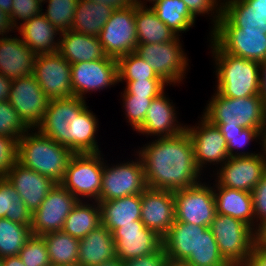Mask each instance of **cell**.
Listing matches in <instances>:
<instances>
[{"mask_svg":"<svg viewBox=\"0 0 266 266\" xmlns=\"http://www.w3.org/2000/svg\"><path fill=\"white\" fill-rule=\"evenodd\" d=\"M136 153L144 168L147 188L174 192L202 180V172L194 160L192 140L186 130L173 137L155 139Z\"/></svg>","mask_w":266,"mask_h":266,"instance_id":"6da1fadb","label":"cell"},{"mask_svg":"<svg viewBox=\"0 0 266 266\" xmlns=\"http://www.w3.org/2000/svg\"><path fill=\"white\" fill-rule=\"evenodd\" d=\"M85 101L76 96L49 100L36 130L74 154L102 152L96 140L98 119Z\"/></svg>","mask_w":266,"mask_h":266,"instance_id":"7a4b0ae2","label":"cell"},{"mask_svg":"<svg viewBox=\"0 0 266 266\" xmlns=\"http://www.w3.org/2000/svg\"><path fill=\"white\" fill-rule=\"evenodd\" d=\"M215 64L216 91L229 98L259 95L260 63L226 53L211 37Z\"/></svg>","mask_w":266,"mask_h":266,"instance_id":"3957f363","label":"cell"},{"mask_svg":"<svg viewBox=\"0 0 266 266\" xmlns=\"http://www.w3.org/2000/svg\"><path fill=\"white\" fill-rule=\"evenodd\" d=\"M30 130L18 139L17 162L56 183H61L74 153L38 130Z\"/></svg>","mask_w":266,"mask_h":266,"instance_id":"277c9868","label":"cell"},{"mask_svg":"<svg viewBox=\"0 0 266 266\" xmlns=\"http://www.w3.org/2000/svg\"><path fill=\"white\" fill-rule=\"evenodd\" d=\"M203 116L217 127L262 129L266 122V106L259 95L242 98L212 95Z\"/></svg>","mask_w":266,"mask_h":266,"instance_id":"5b68a950","label":"cell"},{"mask_svg":"<svg viewBox=\"0 0 266 266\" xmlns=\"http://www.w3.org/2000/svg\"><path fill=\"white\" fill-rule=\"evenodd\" d=\"M219 252L230 266H241L255 245V231L244 222L217 214L209 226Z\"/></svg>","mask_w":266,"mask_h":266,"instance_id":"8992f818","label":"cell"},{"mask_svg":"<svg viewBox=\"0 0 266 266\" xmlns=\"http://www.w3.org/2000/svg\"><path fill=\"white\" fill-rule=\"evenodd\" d=\"M101 156V152L74 154L67 165L60 184L79 201L88 198L87 201H97L99 198L104 166Z\"/></svg>","mask_w":266,"mask_h":266,"instance_id":"52a82bcc","label":"cell"},{"mask_svg":"<svg viewBox=\"0 0 266 266\" xmlns=\"http://www.w3.org/2000/svg\"><path fill=\"white\" fill-rule=\"evenodd\" d=\"M180 37L157 44H137L135 53L153 68L155 73L169 85H178L185 79L187 54L182 48ZM186 54V55H185Z\"/></svg>","mask_w":266,"mask_h":266,"instance_id":"ba28073f","label":"cell"},{"mask_svg":"<svg viewBox=\"0 0 266 266\" xmlns=\"http://www.w3.org/2000/svg\"><path fill=\"white\" fill-rule=\"evenodd\" d=\"M209 34L226 53L259 63L266 59V35L263 32H243L223 13Z\"/></svg>","mask_w":266,"mask_h":266,"instance_id":"9c48e42d","label":"cell"},{"mask_svg":"<svg viewBox=\"0 0 266 266\" xmlns=\"http://www.w3.org/2000/svg\"><path fill=\"white\" fill-rule=\"evenodd\" d=\"M113 165L110 167L104 162L98 203L142 194L147 189L144 168L139 157L135 161Z\"/></svg>","mask_w":266,"mask_h":266,"instance_id":"30bf717a","label":"cell"},{"mask_svg":"<svg viewBox=\"0 0 266 266\" xmlns=\"http://www.w3.org/2000/svg\"><path fill=\"white\" fill-rule=\"evenodd\" d=\"M175 221L209 227L216 215V203L211 184L199 182L192 187L173 192Z\"/></svg>","mask_w":266,"mask_h":266,"instance_id":"8fae6325","label":"cell"},{"mask_svg":"<svg viewBox=\"0 0 266 266\" xmlns=\"http://www.w3.org/2000/svg\"><path fill=\"white\" fill-rule=\"evenodd\" d=\"M99 41L108 57L118 59L135 52L138 40L135 4L115 10L99 33Z\"/></svg>","mask_w":266,"mask_h":266,"instance_id":"7c38bea8","label":"cell"},{"mask_svg":"<svg viewBox=\"0 0 266 266\" xmlns=\"http://www.w3.org/2000/svg\"><path fill=\"white\" fill-rule=\"evenodd\" d=\"M78 199L60 183L50 190L39 208L32 213V235L42 236L50 232L62 231L65 219Z\"/></svg>","mask_w":266,"mask_h":266,"instance_id":"4fadbf2b","label":"cell"},{"mask_svg":"<svg viewBox=\"0 0 266 266\" xmlns=\"http://www.w3.org/2000/svg\"><path fill=\"white\" fill-rule=\"evenodd\" d=\"M71 82L73 95L85 100L87 93L104 90L118 84L117 59L84 61L71 64Z\"/></svg>","mask_w":266,"mask_h":266,"instance_id":"5bb4252c","label":"cell"},{"mask_svg":"<svg viewBox=\"0 0 266 266\" xmlns=\"http://www.w3.org/2000/svg\"><path fill=\"white\" fill-rule=\"evenodd\" d=\"M32 75L50 100L74 96L71 64L58 52L36 55Z\"/></svg>","mask_w":266,"mask_h":266,"instance_id":"9a60e30c","label":"cell"},{"mask_svg":"<svg viewBox=\"0 0 266 266\" xmlns=\"http://www.w3.org/2000/svg\"><path fill=\"white\" fill-rule=\"evenodd\" d=\"M49 100L33 75L12 80L8 101L30 129L41 123Z\"/></svg>","mask_w":266,"mask_h":266,"instance_id":"2e32d148","label":"cell"},{"mask_svg":"<svg viewBox=\"0 0 266 266\" xmlns=\"http://www.w3.org/2000/svg\"><path fill=\"white\" fill-rule=\"evenodd\" d=\"M197 124L198 126H186V131L192 140L197 168L202 172L206 164L221 166L229 159L223 134L217 125L212 124L203 115Z\"/></svg>","mask_w":266,"mask_h":266,"instance_id":"e0dca14e","label":"cell"},{"mask_svg":"<svg viewBox=\"0 0 266 266\" xmlns=\"http://www.w3.org/2000/svg\"><path fill=\"white\" fill-rule=\"evenodd\" d=\"M217 168V185L252 193L255 186L266 174V162L263 155L229 157Z\"/></svg>","mask_w":266,"mask_h":266,"instance_id":"ac0fdd59","label":"cell"},{"mask_svg":"<svg viewBox=\"0 0 266 266\" xmlns=\"http://www.w3.org/2000/svg\"><path fill=\"white\" fill-rule=\"evenodd\" d=\"M112 236L116 257L121 262L149 255L162 246V238L145 227L141 220L115 229Z\"/></svg>","mask_w":266,"mask_h":266,"instance_id":"d6986e66","label":"cell"},{"mask_svg":"<svg viewBox=\"0 0 266 266\" xmlns=\"http://www.w3.org/2000/svg\"><path fill=\"white\" fill-rule=\"evenodd\" d=\"M140 220L162 238L175 222L173 192L147 188L141 194Z\"/></svg>","mask_w":266,"mask_h":266,"instance_id":"ffe728a7","label":"cell"},{"mask_svg":"<svg viewBox=\"0 0 266 266\" xmlns=\"http://www.w3.org/2000/svg\"><path fill=\"white\" fill-rule=\"evenodd\" d=\"M165 91L155 97L147 110L143 123L135 130L139 134L158 136L156 138L173 137L186 130V125L176 119L175 104L170 102Z\"/></svg>","mask_w":266,"mask_h":266,"instance_id":"44dd1931","label":"cell"},{"mask_svg":"<svg viewBox=\"0 0 266 266\" xmlns=\"http://www.w3.org/2000/svg\"><path fill=\"white\" fill-rule=\"evenodd\" d=\"M5 178L14 186L31 213L39 208L47 194L56 185L51 178L28 169L18 162L8 171Z\"/></svg>","mask_w":266,"mask_h":266,"instance_id":"7402d4cb","label":"cell"},{"mask_svg":"<svg viewBox=\"0 0 266 266\" xmlns=\"http://www.w3.org/2000/svg\"><path fill=\"white\" fill-rule=\"evenodd\" d=\"M0 38V73L10 80L33 74L36 54L20 36Z\"/></svg>","mask_w":266,"mask_h":266,"instance_id":"603a6c76","label":"cell"},{"mask_svg":"<svg viewBox=\"0 0 266 266\" xmlns=\"http://www.w3.org/2000/svg\"><path fill=\"white\" fill-rule=\"evenodd\" d=\"M222 13L243 32L266 35V0H222Z\"/></svg>","mask_w":266,"mask_h":266,"instance_id":"cb8c5ba5","label":"cell"},{"mask_svg":"<svg viewBox=\"0 0 266 266\" xmlns=\"http://www.w3.org/2000/svg\"><path fill=\"white\" fill-rule=\"evenodd\" d=\"M57 52L70 64L107 57L98 37L73 30L61 32Z\"/></svg>","mask_w":266,"mask_h":266,"instance_id":"d4e9b609","label":"cell"},{"mask_svg":"<svg viewBox=\"0 0 266 266\" xmlns=\"http://www.w3.org/2000/svg\"><path fill=\"white\" fill-rule=\"evenodd\" d=\"M16 30L23 42L36 55L54 54L58 51L61 31L54 27L42 13L28 19Z\"/></svg>","mask_w":266,"mask_h":266,"instance_id":"484cf974","label":"cell"},{"mask_svg":"<svg viewBox=\"0 0 266 266\" xmlns=\"http://www.w3.org/2000/svg\"><path fill=\"white\" fill-rule=\"evenodd\" d=\"M208 227L185 222H174L162 237V246L168 260L184 262L199 244V233Z\"/></svg>","mask_w":266,"mask_h":266,"instance_id":"4316f807","label":"cell"},{"mask_svg":"<svg viewBox=\"0 0 266 266\" xmlns=\"http://www.w3.org/2000/svg\"><path fill=\"white\" fill-rule=\"evenodd\" d=\"M216 213L228 215L249 225L255 231L252 193L213 184Z\"/></svg>","mask_w":266,"mask_h":266,"instance_id":"83f0119b","label":"cell"},{"mask_svg":"<svg viewBox=\"0 0 266 266\" xmlns=\"http://www.w3.org/2000/svg\"><path fill=\"white\" fill-rule=\"evenodd\" d=\"M78 250L81 266H98L116 258L112 233L102 224L80 239Z\"/></svg>","mask_w":266,"mask_h":266,"instance_id":"f1b7e54d","label":"cell"},{"mask_svg":"<svg viewBox=\"0 0 266 266\" xmlns=\"http://www.w3.org/2000/svg\"><path fill=\"white\" fill-rule=\"evenodd\" d=\"M101 224L111 233L124 225L141 219V194L99 202Z\"/></svg>","mask_w":266,"mask_h":266,"instance_id":"f546056e","label":"cell"},{"mask_svg":"<svg viewBox=\"0 0 266 266\" xmlns=\"http://www.w3.org/2000/svg\"><path fill=\"white\" fill-rule=\"evenodd\" d=\"M114 11L106 4L78 0L71 30L98 37Z\"/></svg>","mask_w":266,"mask_h":266,"instance_id":"4dcf8cb0","label":"cell"},{"mask_svg":"<svg viewBox=\"0 0 266 266\" xmlns=\"http://www.w3.org/2000/svg\"><path fill=\"white\" fill-rule=\"evenodd\" d=\"M135 24L138 44L165 43L177 36L150 6L135 5Z\"/></svg>","mask_w":266,"mask_h":266,"instance_id":"1f68e13d","label":"cell"},{"mask_svg":"<svg viewBox=\"0 0 266 266\" xmlns=\"http://www.w3.org/2000/svg\"><path fill=\"white\" fill-rule=\"evenodd\" d=\"M88 202V203H87ZM101 225V208L97 201H78L65 219L62 231L72 237L84 238L90 231Z\"/></svg>","mask_w":266,"mask_h":266,"instance_id":"d6a6232c","label":"cell"},{"mask_svg":"<svg viewBox=\"0 0 266 266\" xmlns=\"http://www.w3.org/2000/svg\"><path fill=\"white\" fill-rule=\"evenodd\" d=\"M158 18L177 36L189 31L195 24V17L182 0H157L150 6Z\"/></svg>","mask_w":266,"mask_h":266,"instance_id":"836d02e7","label":"cell"},{"mask_svg":"<svg viewBox=\"0 0 266 266\" xmlns=\"http://www.w3.org/2000/svg\"><path fill=\"white\" fill-rule=\"evenodd\" d=\"M42 237L46 242L51 266L77 264L80 239L63 231L50 232Z\"/></svg>","mask_w":266,"mask_h":266,"instance_id":"e575fe53","label":"cell"},{"mask_svg":"<svg viewBox=\"0 0 266 266\" xmlns=\"http://www.w3.org/2000/svg\"><path fill=\"white\" fill-rule=\"evenodd\" d=\"M0 218L29 227L32 223V213L5 177H0Z\"/></svg>","mask_w":266,"mask_h":266,"instance_id":"d590c367","label":"cell"},{"mask_svg":"<svg viewBox=\"0 0 266 266\" xmlns=\"http://www.w3.org/2000/svg\"><path fill=\"white\" fill-rule=\"evenodd\" d=\"M31 227L0 218V259L19 255L31 237Z\"/></svg>","mask_w":266,"mask_h":266,"instance_id":"8d00e7d4","label":"cell"},{"mask_svg":"<svg viewBox=\"0 0 266 266\" xmlns=\"http://www.w3.org/2000/svg\"><path fill=\"white\" fill-rule=\"evenodd\" d=\"M190 266H230L221 256L217 242L208 227L199 233V244L184 261Z\"/></svg>","mask_w":266,"mask_h":266,"instance_id":"74e56055","label":"cell"},{"mask_svg":"<svg viewBox=\"0 0 266 266\" xmlns=\"http://www.w3.org/2000/svg\"><path fill=\"white\" fill-rule=\"evenodd\" d=\"M118 82L136 80H163L153 68L135 52L117 59Z\"/></svg>","mask_w":266,"mask_h":266,"instance_id":"f35d334b","label":"cell"},{"mask_svg":"<svg viewBox=\"0 0 266 266\" xmlns=\"http://www.w3.org/2000/svg\"><path fill=\"white\" fill-rule=\"evenodd\" d=\"M227 143V153L229 157L254 156L260 153H250L244 151L245 145L261 139V129L244 127H218ZM246 147V146H245ZM242 148V151H240Z\"/></svg>","mask_w":266,"mask_h":266,"instance_id":"ab89813d","label":"cell"},{"mask_svg":"<svg viewBox=\"0 0 266 266\" xmlns=\"http://www.w3.org/2000/svg\"><path fill=\"white\" fill-rule=\"evenodd\" d=\"M46 12H41L59 31L71 30L78 0H45Z\"/></svg>","mask_w":266,"mask_h":266,"instance_id":"60d3db41","label":"cell"},{"mask_svg":"<svg viewBox=\"0 0 266 266\" xmlns=\"http://www.w3.org/2000/svg\"><path fill=\"white\" fill-rule=\"evenodd\" d=\"M29 129L8 100L0 102V135L18 140Z\"/></svg>","mask_w":266,"mask_h":266,"instance_id":"b9f144b4","label":"cell"},{"mask_svg":"<svg viewBox=\"0 0 266 266\" xmlns=\"http://www.w3.org/2000/svg\"><path fill=\"white\" fill-rule=\"evenodd\" d=\"M18 256L25 266H51L46 242L42 236L31 235Z\"/></svg>","mask_w":266,"mask_h":266,"instance_id":"7bdbcfd3","label":"cell"},{"mask_svg":"<svg viewBox=\"0 0 266 266\" xmlns=\"http://www.w3.org/2000/svg\"><path fill=\"white\" fill-rule=\"evenodd\" d=\"M123 107L127 122L136 130L144 121L147 110L154 98H145L141 96H122Z\"/></svg>","mask_w":266,"mask_h":266,"instance_id":"ee69618b","label":"cell"},{"mask_svg":"<svg viewBox=\"0 0 266 266\" xmlns=\"http://www.w3.org/2000/svg\"><path fill=\"white\" fill-rule=\"evenodd\" d=\"M125 90L122 96H141L145 98H155L164 92L168 83L164 80H136L125 81ZM167 84V85H166Z\"/></svg>","mask_w":266,"mask_h":266,"instance_id":"f6af8a7d","label":"cell"},{"mask_svg":"<svg viewBox=\"0 0 266 266\" xmlns=\"http://www.w3.org/2000/svg\"><path fill=\"white\" fill-rule=\"evenodd\" d=\"M42 8V3L39 0H13L11 14L9 15L12 26L16 30L28 19L41 14Z\"/></svg>","mask_w":266,"mask_h":266,"instance_id":"bcb514c9","label":"cell"},{"mask_svg":"<svg viewBox=\"0 0 266 266\" xmlns=\"http://www.w3.org/2000/svg\"><path fill=\"white\" fill-rule=\"evenodd\" d=\"M190 13L196 18L197 15L205 16L211 14L210 18L213 23L212 30L218 25L219 18L222 14V0H182Z\"/></svg>","mask_w":266,"mask_h":266,"instance_id":"7dc6e473","label":"cell"},{"mask_svg":"<svg viewBox=\"0 0 266 266\" xmlns=\"http://www.w3.org/2000/svg\"><path fill=\"white\" fill-rule=\"evenodd\" d=\"M18 140L0 135V177H5L17 162Z\"/></svg>","mask_w":266,"mask_h":266,"instance_id":"c3c4849f","label":"cell"},{"mask_svg":"<svg viewBox=\"0 0 266 266\" xmlns=\"http://www.w3.org/2000/svg\"><path fill=\"white\" fill-rule=\"evenodd\" d=\"M252 199L256 231L258 225L266 219V174L261 178L259 183L253 189Z\"/></svg>","mask_w":266,"mask_h":266,"instance_id":"681fc988","label":"cell"},{"mask_svg":"<svg viewBox=\"0 0 266 266\" xmlns=\"http://www.w3.org/2000/svg\"><path fill=\"white\" fill-rule=\"evenodd\" d=\"M167 255L161 246L157 251L142 257L122 262V266H166Z\"/></svg>","mask_w":266,"mask_h":266,"instance_id":"f907efd6","label":"cell"},{"mask_svg":"<svg viewBox=\"0 0 266 266\" xmlns=\"http://www.w3.org/2000/svg\"><path fill=\"white\" fill-rule=\"evenodd\" d=\"M241 266H266V247L255 244L251 254Z\"/></svg>","mask_w":266,"mask_h":266,"instance_id":"816d5d0a","label":"cell"},{"mask_svg":"<svg viewBox=\"0 0 266 266\" xmlns=\"http://www.w3.org/2000/svg\"><path fill=\"white\" fill-rule=\"evenodd\" d=\"M15 30L8 14L0 10V38L6 37L9 32Z\"/></svg>","mask_w":266,"mask_h":266,"instance_id":"f5cc1de1","label":"cell"},{"mask_svg":"<svg viewBox=\"0 0 266 266\" xmlns=\"http://www.w3.org/2000/svg\"><path fill=\"white\" fill-rule=\"evenodd\" d=\"M259 96L266 106V59L263 62H260Z\"/></svg>","mask_w":266,"mask_h":266,"instance_id":"db71d44e","label":"cell"},{"mask_svg":"<svg viewBox=\"0 0 266 266\" xmlns=\"http://www.w3.org/2000/svg\"><path fill=\"white\" fill-rule=\"evenodd\" d=\"M95 3L106 4L109 7H112L114 10L125 9L133 5L132 0H90Z\"/></svg>","mask_w":266,"mask_h":266,"instance_id":"11a10c76","label":"cell"},{"mask_svg":"<svg viewBox=\"0 0 266 266\" xmlns=\"http://www.w3.org/2000/svg\"><path fill=\"white\" fill-rule=\"evenodd\" d=\"M12 80L7 79L0 73V102L7 101L11 90Z\"/></svg>","mask_w":266,"mask_h":266,"instance_id":"9f6ffc18","label":"cell"},{"mask_svg":"<svg viewBox=\"0 0 266 266\" xmlns=\"http://www.w3.org/2000/svg\"><path fill=\"white\" fill-rule=\"evenodd\" d=\"M255 244L266 247V219L258 225L255 231Z\"/></svg>","mask_w":266,"mask_h":266,"instance_id":"6f0895ef","label":"cell"},{"mask_svg":"<svg viewBox=\"0 0 266 266\" xmlns=\"http://www.w3.org/2000/svg\"><path fill=\"white\" fill-rule=\"evenodd\" d=\"M3 266H25L18 255L1 259Z\"/></svg>","mask_w":266,"mask_h":266,"instance_id":"680465c9","label":"cell"},{"mask_svg":"<svg viewBox=\"0 0 266 266\" xmlns=\"http://www.w3.org/2000/svg\"><path fill=\"white\" fill-rule=\"evenodd\" d=\"M12 4H13V0H0V10L10 15Z\"/></svg>","mask_w":266,"mask_h":266,"instance_id":"91938a15","label":"cell"},{"mask_svg":"<svg viewBox=\"0 0 266 266\" xmlns=\"http://www.w3.org/2000/svg\"><path fill=\"white\" fill-rule=\"evenodd\" d=\"M261 141H262V143H259V144L260 145L262 144V146H263L262 147L263 150H261V151H263L262 155H263V158H264V160L266 162V122H265L264 126L261 129Z\"/></svg>","mask_w":266,"mask_h":266,"instance_id":"94428289","label":"cell"},{"mask_svg":"<svg viewBox=\"0 0 266 266\" xmlns=\"http://www.w3.org/2000/svg\"><path fill=\"white\" fill-rule=\"evenodd\" d=\"M98 266H122V262L116 257L110 261H106L104 263H101Z\"/></svg>","mask_w":266,"mask_h":266,"instance_id":"6125c7cd","label":"cell"},{"mask_svg":"<svg viewBox=\"0 0 266 266\" xmlns=\"http://www.w3.org/2000/svg\"><path fill=\"white\" fill-rule=\"evenodd\" d=\"M147 1L149 3L154 4L157 0H132L133 4L137 5V6H147Z\"/></svg>","mask_w":266,"mask_h":266,"instance_id":"be15d7a7","label":"cell"},{"mask_svg":"<svg viewBox=\"0 0 266 266\" xmlns=\"http://www.w3.org/2000/svg\"><path fill=\"white\" fill-rule=\"evenodd\" d=\"M166 266H190V265L186 264L185 262H176L168 260Z\"/></svg>","mask_w":266,"mask_h":266,"instance_id":"e7e4bbea","label":"cell"},{"mask_svg":"<svg viewBox=\"0 0 266 266\" xmlns=\"http://www.w3.org/2000/svg\"><path fill=\"white\" fill-rule=\"evenodd\" d=\"M62 266H81L80 264L62 265Z\"/></svg>","mask_w":266,"mask_h":266,"instance_id":"03108f58","label":"cell"},{"mask_svg":"<svg viewBox=\"0 0 266 266\" xmlns=\"http://www.w3.org/2000/svg\"><path fill=\"white\" fill-rule=\"evenodd\" d=\"M0 266H3L2 260L0 259Z\"/></svg>","mask_w":266,"mask_h":266,"instance_id":"003e7915","label":"cell"}]
</instances>
